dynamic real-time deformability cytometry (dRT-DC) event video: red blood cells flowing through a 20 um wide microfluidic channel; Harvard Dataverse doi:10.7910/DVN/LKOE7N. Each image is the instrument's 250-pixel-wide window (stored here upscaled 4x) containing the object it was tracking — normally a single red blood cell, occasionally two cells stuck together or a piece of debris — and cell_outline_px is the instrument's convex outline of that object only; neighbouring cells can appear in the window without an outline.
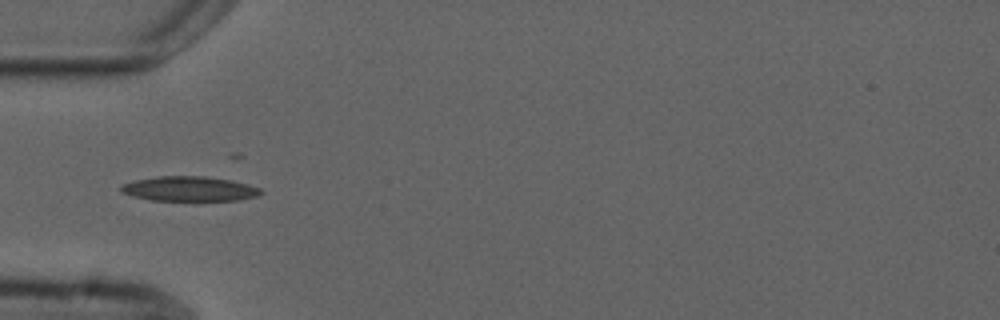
{"species": "common noctule bat (a hibernating species)", "species_latin": "Nyctalus noctula", "temperature_condition": "cold", "stored_images_in_passage": 4, "camera_frame_rate_fps": 3000, "um_per_image_px": 0.085, "animal": {"sex": "male", "forearm_length_mm": 52.5}, "frame": {"image": 1, "passage_image": 4, "time_ms": 4.333, "image_size_px": [1000, 320], "cell_outline_px": [[264, 192], [256, 196], [240, 200], [152, 200], [132, 196], [120, 192], [120, 188], [124, 184], [136, 180], [156, 176], [204, 176], [228, 180], [248, 184], [260, 188]], "centroid_in_image_um": [16.09, 16.05], "position_along_channel_um": 68.9, "area_um2": 20.0}}